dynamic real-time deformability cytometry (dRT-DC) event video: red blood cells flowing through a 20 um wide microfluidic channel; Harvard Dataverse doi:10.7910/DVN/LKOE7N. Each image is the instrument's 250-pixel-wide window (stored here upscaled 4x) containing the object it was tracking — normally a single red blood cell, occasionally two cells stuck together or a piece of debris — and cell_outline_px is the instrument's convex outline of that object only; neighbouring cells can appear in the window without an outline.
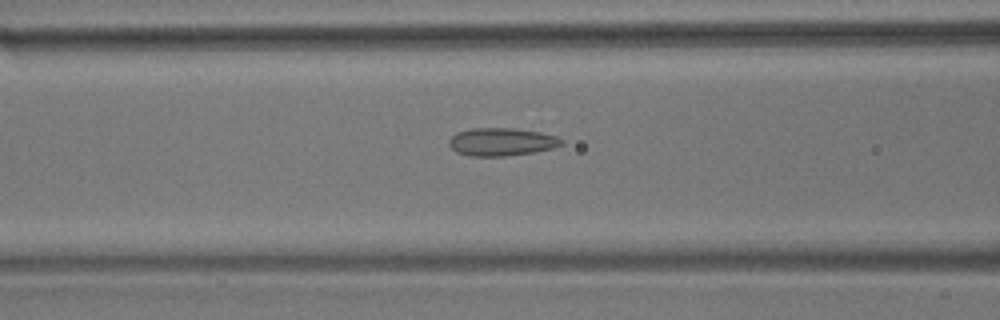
{"species": "common noctule bat (a hibernating species)", "species_latin": "Nyctalus noctula", "temperature_condition": "room temperature", "stored_images_in_passage": 38, "camera_frame_rate_fps": 3000, "um_per_image_px": 0.085, "animal": {"sex": "male", "body_mass_g": 17.9}, "frame": {"image": 1, "passage_image": 5, "time_ms": 1.333, "image_size_px": [1000, 320], "cell_outline_px": [[564, 144], [552, 148], [536, 152], [508, 156], [468, 156], [456, 152], [448, 144], [448, 140], [456, 132], [472, 128], [516, 128], [540, 132], [556, 136], [564, 140]], "centroid_in_image_um": [42.63, 12.06], "position_along_channel_um": 124.0, "area_um2": 18.55}}
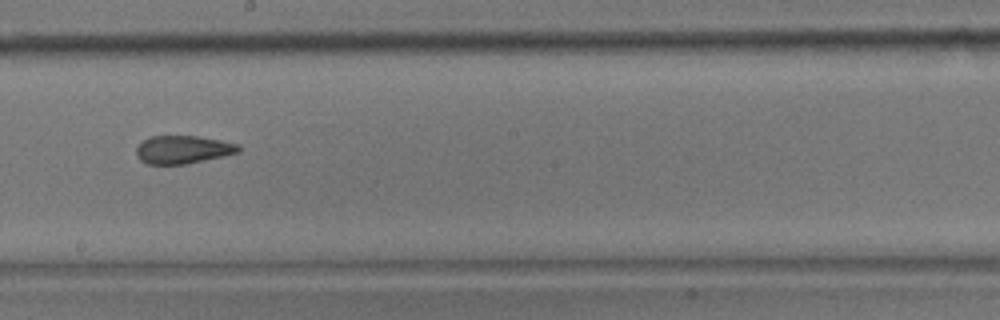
{"frame": {"image": 2, "passage_image": 14, "time_ms": 4.333, "image_size_px": [1000, 320], "cell_outline_px": [[240, 152], [224, 156], [184, 164], [148, 164], [140, 160], [136, 156], [136, 148], [144, 140], [152, 136], [196, 136], [220, 140], [240, 144]], "centroid_in_image_um": [15.56, 12.71], "position_along_channel_um": 232.6, "area_um2": 16.65}}
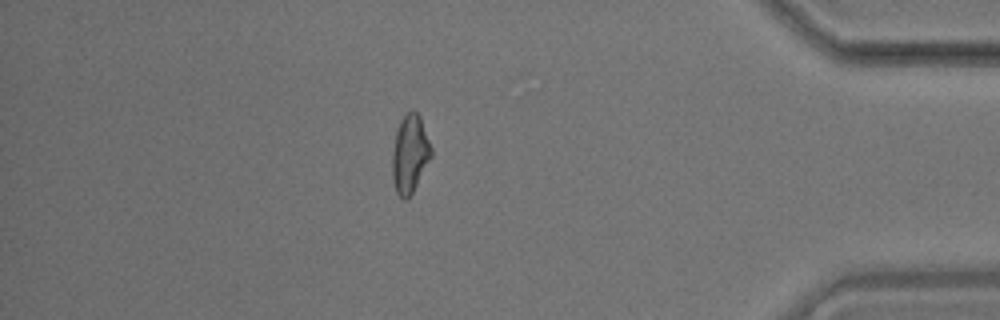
{"frame": {"image": 3, "passage_image": 31, "time_ms": 10.0, "image_size_px": [1000, 320], "cell_outline_px": [[432, 156], [412, 192], [404, 200], [396, 192], [392, 176], [392, 156], [396, 132], [400, 120], [412, 108], [420, 116], [432, 148]], "centroid_in_image_um": [34.84, 13.06], "position_along_channel_um": 400.4, "area_um2": 17.51}}